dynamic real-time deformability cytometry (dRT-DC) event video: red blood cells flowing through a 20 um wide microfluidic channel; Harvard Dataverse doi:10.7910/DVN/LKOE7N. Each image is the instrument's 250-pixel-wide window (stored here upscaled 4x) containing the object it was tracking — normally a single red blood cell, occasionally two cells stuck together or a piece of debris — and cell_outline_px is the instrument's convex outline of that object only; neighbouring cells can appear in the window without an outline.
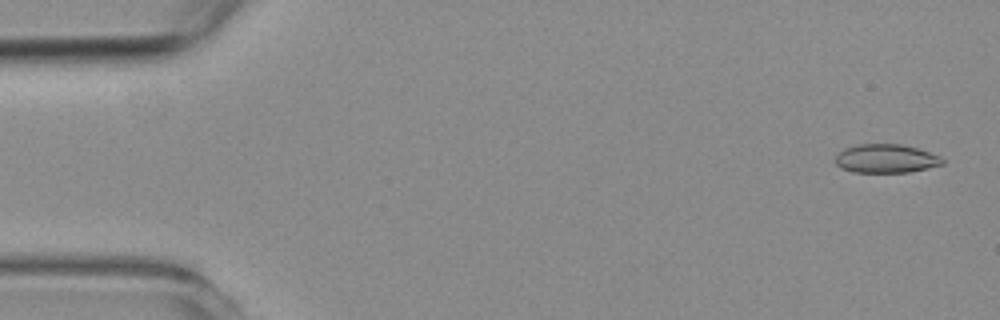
{"species": "common noctule bat (a hibernating species)", "species_latin": "Nyctalus noctula", "temperature_condition": "room temperature", "stored_images_in_passage": 9, "camera_frame_rate_fps": 3000, "um_per_image_px": 0.085, "animal": {"sex": "female", "body_mass_g": 19.3, "forearm_length_mm": 54.1}, "frame": {"image": 1, "passage_image": 2, "time_ms": 0.333, "image_size_px": [1000, 320], "cell_outline_px": [[944, 164], [908, 172], [852, 172], [840, 168], [836, 164], [836, 156], [844, 148], [860, 144], [900, 144], [916, 148], [940, 156], [944, 160]], "centroid_in_image_um": [75.29, 13.48], "position_along_channel_um": 9.7, "area_um2": 17.74}}